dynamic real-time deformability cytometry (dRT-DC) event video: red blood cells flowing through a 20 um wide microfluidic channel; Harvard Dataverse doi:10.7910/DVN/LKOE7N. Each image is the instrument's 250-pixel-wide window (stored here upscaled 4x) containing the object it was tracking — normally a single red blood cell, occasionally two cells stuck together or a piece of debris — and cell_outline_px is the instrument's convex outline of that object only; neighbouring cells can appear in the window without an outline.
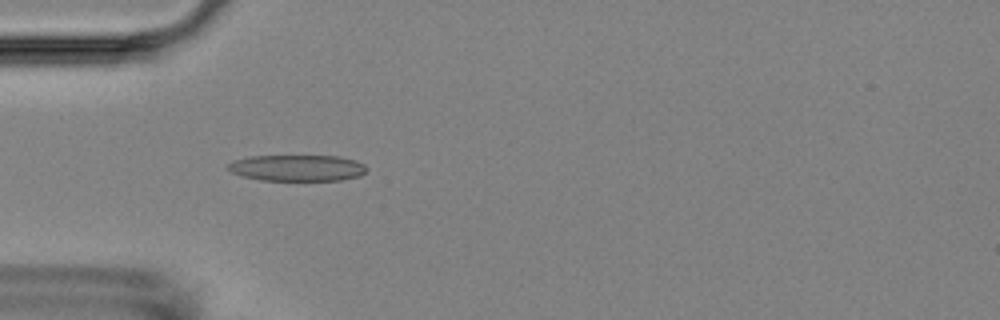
{"species": "Egyptian fruit bat (a non-hibernating species)", "species_latin": "Rousettus aegyptiacus", "temperature_condition": "room temperature", "stored_images_in_passage": 6, "camera_frame_rate_fps": 3000, "um_per_image_px": 0.085, "animal": {"sex": "female"}, "frame": {"image": 1, "passage_image": 5, "time_ms": 4.667, "image_size_px": [1000, 320], "cell_outline_px": [[368, 168], [360, 176], [340, 180], [260, 180], [244, 176], [232, 172], [224, 168], [232, 160], [248, 156], [340, 156], [356, 160], [364, 164]], "centroid_in_image_um": [25.25, 14.26], "position_along_channel_um": 59.8, "area_um2": 21.33}}